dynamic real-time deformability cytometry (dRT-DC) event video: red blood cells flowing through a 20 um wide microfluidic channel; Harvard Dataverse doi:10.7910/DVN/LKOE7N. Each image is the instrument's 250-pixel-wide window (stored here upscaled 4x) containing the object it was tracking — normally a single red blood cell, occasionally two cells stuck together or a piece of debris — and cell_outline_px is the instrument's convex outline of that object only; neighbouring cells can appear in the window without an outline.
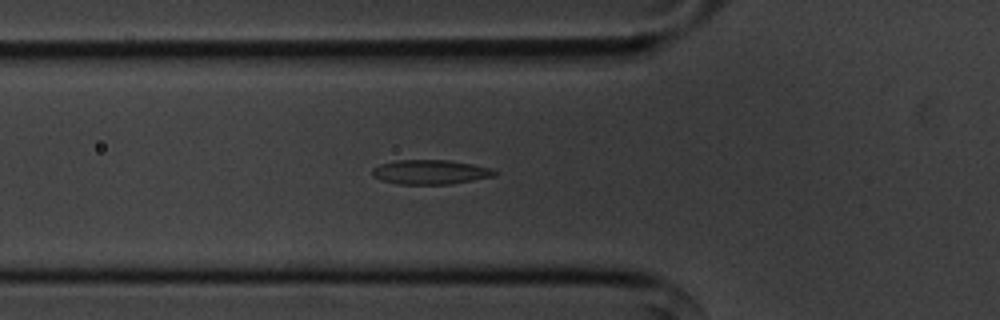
{"species": "common noctule bat (a hibernating species)", "species_latin": "Nyctalus noctula", "temperature_condition": "cold", "stored_images_in_passage": 41, "camera_frame_rate_fps": 3000, "um_per_image_px": 0.085, "animal": {"sex": "male", "body_mass_g": 20.1, "forearm_length_mm": 53.5}, "frame": {"image": 1, "passage_image": 5, "time_ms": 1.333, "image_size_px": [1000, 320], "cell_outline_px": [[500, 172], [496, 176], [452, 184], [400, 184], [380, 180], [372, 176], [372, 168], [380, 164], [396, 160], [448, 160], [472, 164], [492, 168]], "centroid_in_image_um": [36.61, 14.62], "position_along_channel_um": 89.2, "area_um2": 17.63}}
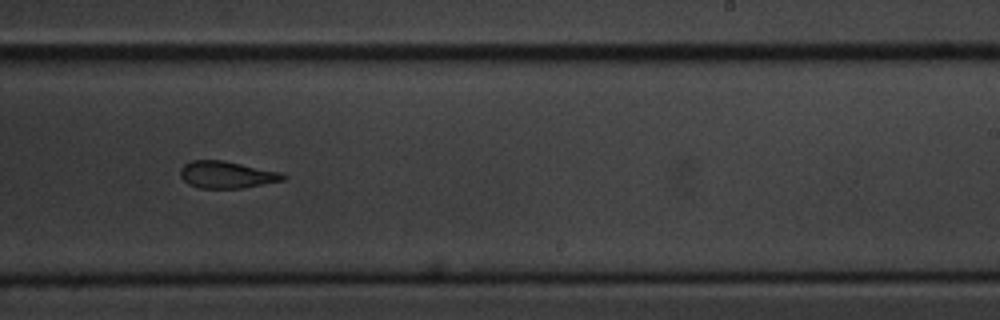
{"frame": {"image": 2, "passage_image": 20, "time_ms": 6.333, "image_size_px": [1000, 320], "cell_outline_px": [[288, 176], [284, 180], [240, 188], [200, 188], [188, 184], [180, 176], [180, 168], [184, 164], [192, 160], [224, 160], [280, 172]], "centroid_in_image_um": [19.25, 14.84], "position_along_channel_um": 269.8, "area_um2": 16.13}}
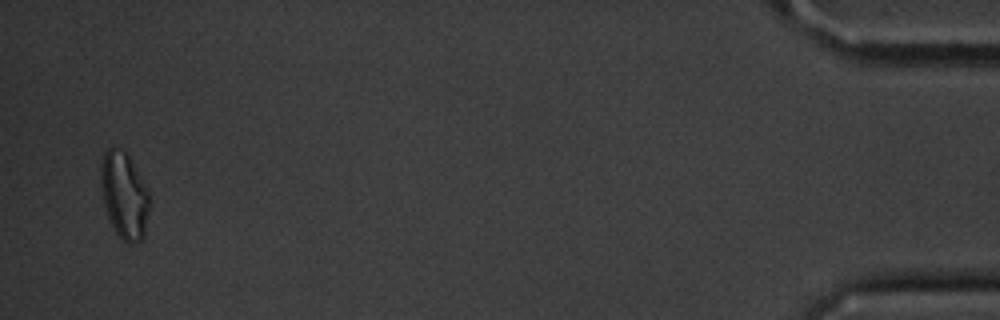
{"frame": {"image": 3, "passage_image": 40, "time_ms": 13.0, "image_size_px": [1000, 320], "cell_outline_px": [[152, 204], [144, 236], [140, 240], [132, 244], [128, 244], [120, 240], [108, 216], [104, 204], [100, 180], [100, 164], [104, 152], [108, 148], [112, 148], [124, 152], [128, 156], [148, 192], [152, 200]], "centroid_in_image_um": [10.58, 16.68], "position_along_channel_um": 424.6, "area_um2": 24.57}, "authors_computed_cell_mechanics": {"area_um2": 17.2244, "velocity_mm_per_s": 3.5919, "shape_relaxation_time_tau1_ms": 5.6988, "shape_relaxation_time_tau2_ms": 4.9639, "deformation_change_tau1": 0.1378, "deformation_change_tau2": 0.1249}}